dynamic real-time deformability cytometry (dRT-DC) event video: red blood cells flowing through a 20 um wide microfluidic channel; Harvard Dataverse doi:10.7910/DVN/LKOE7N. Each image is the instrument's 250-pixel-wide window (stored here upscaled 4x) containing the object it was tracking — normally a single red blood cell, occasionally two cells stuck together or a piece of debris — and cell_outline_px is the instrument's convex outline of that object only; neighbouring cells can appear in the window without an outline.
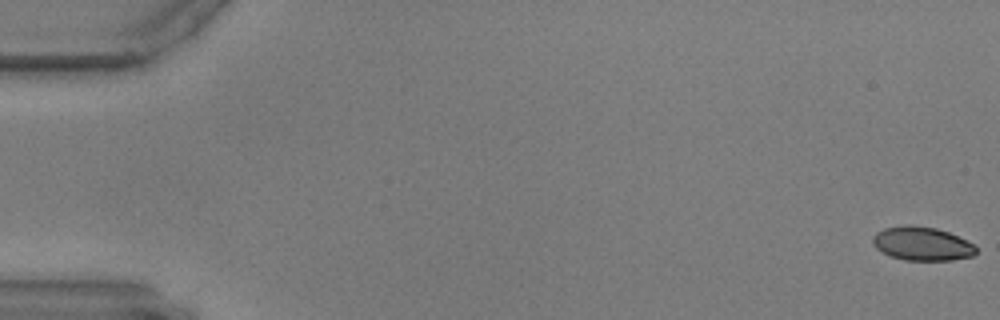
{"species": "common noctule bat (a hibernating species)", "species_latin": "Nyctalus noctula", "temperature_condition": "warm", "stored_images_in_passage": 59, "camera_frame_rate_fps": 3000, "um_per_image_px": 0.085, "animal": {"sex": "male", "body_mass_g": 17.9, "forearm_length_mm": 54.2}, "frame": {"image": 1, "passage_image": 1, "time_ms": 0.0, "image_size_px": [1000, 320], "cell_outline_px": [[976, 252], [972, 256], [952, 260], [904, 260], [892, 256], [876, 248], [872, 244], [872, 236], [876, 232], [884, 228], [904, 224], [912, 224], [936, 228], [948, 232], [972, 244], [976, 248]], "centroid_in_image_um": [78.32, 20.7], "position_along_channel_um": 6.7, "area_um2": 20.23}}
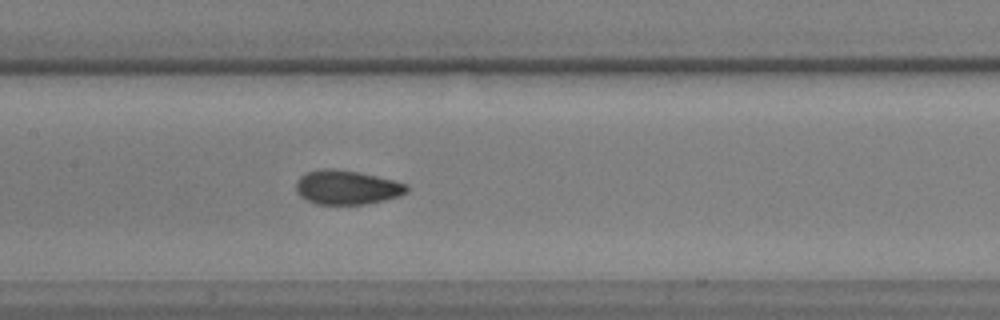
{"frame": {"image": 2, "passage_image": 29, "time_ms": 9.333, "image_size_px": [1000, 320], "cell_outline_px": [[408, 192], [400, 196], [384, 200], [364, 204], [316, 204], [300, 196], [296, 192], [296, 180], [300, 176], [308, 172], [324, 168], [328, 168], [356, 172], [376, 176], [408, 184]], "centroid_in_image_um": [29.48, 15.93], "position_along_channel_um": 177.9, "area_um2": 21.91}}
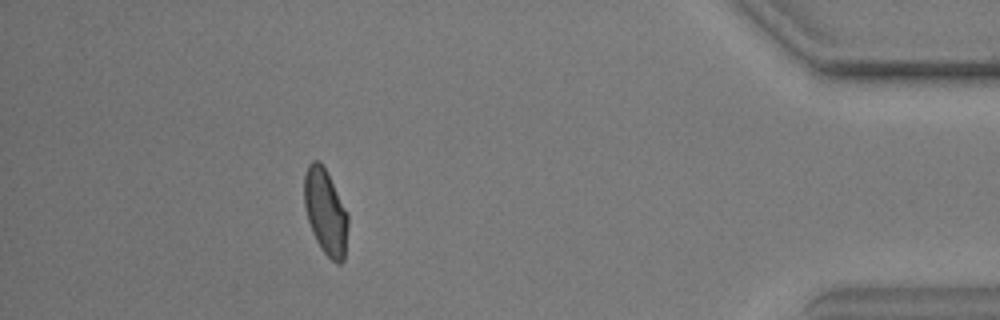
{"frame": {"image": 3, "passage_image": 53, "time_ms": 17.333, "image_size_px": [1000, 320], "cell_outline_px": [[348, 228], [344, 260], [340, 264], [336, 264], [324, 252], [316, 240], [312, 232], [308, 220], [304, 204], [304, 176], [308, 164], [312, 160], [316, 160], [324, 168], [348, 212]], "centroid_in_image_um": [27.68, 18.04], "position_along_channel_um": 407.5, "area_um2": 21.68}}